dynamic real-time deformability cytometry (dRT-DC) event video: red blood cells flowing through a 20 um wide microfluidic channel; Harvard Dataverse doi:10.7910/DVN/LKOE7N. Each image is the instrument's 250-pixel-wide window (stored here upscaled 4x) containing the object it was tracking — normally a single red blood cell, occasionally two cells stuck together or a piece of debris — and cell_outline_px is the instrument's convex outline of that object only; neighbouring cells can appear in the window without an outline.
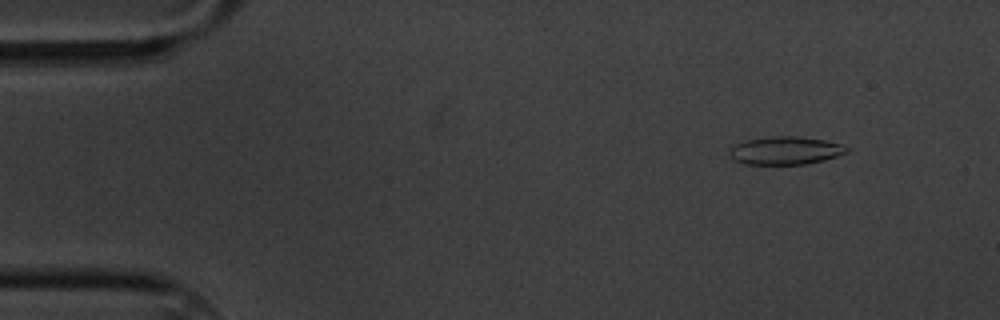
{"species": "common noctule bat (a hibernating species)", "species_latin": "Nyctalus noctula", "temperature_condition": "cold", "stored_images_in_passage": 55, "camera_frame_rate_fps": 3000, "um_per_image_px": 0.085, "animal": {"sex": "male", "body_mass_g": 20.1, "forearm_length_mm": 53.5}, "frame": {"image": 1, "passage_image": 3, "time_ms": 0.667, "image_size_px": [1000, 320], "cell_outline_px": [[848, 152], [824, 160], [808, 164], [744, 164], [732, 160], [732, 148], [736, 144], [748, 140], [772, 136], [796, 136], [824, 140], [844, 144], [848, 148]], "centroid_in_image_um": [66.81, 12.8], "position_along_channel_um": 18.2, "area_um2": 18.96}}
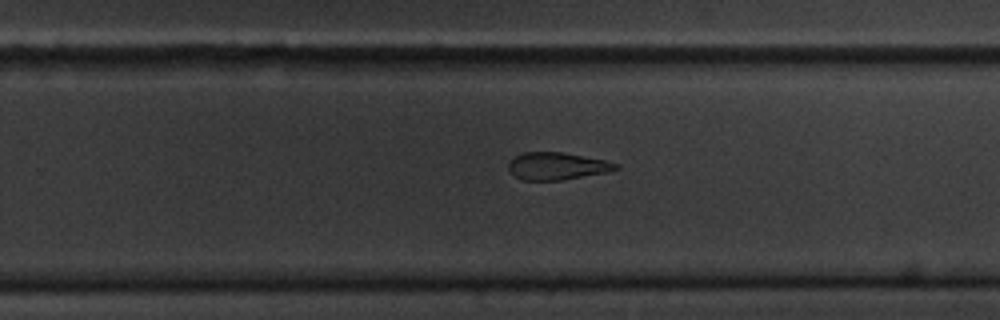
{"frame": {"image": 2, "passage_image": 34, "time_ms": 11.0, "image_size_px": [1000, 320], "cell_outline_px": [[620, 168], [608, 172], [560, 180], [520, 180], [508, 168], [508, 164], [516, 156], [524, 152], [560, 152], [584, 156], [604, 160], [620, 164]], "centroid_in_image_um": [47.37, 14.12], "position_along_channel_um": 282.4, "area_um2": 16.94}}
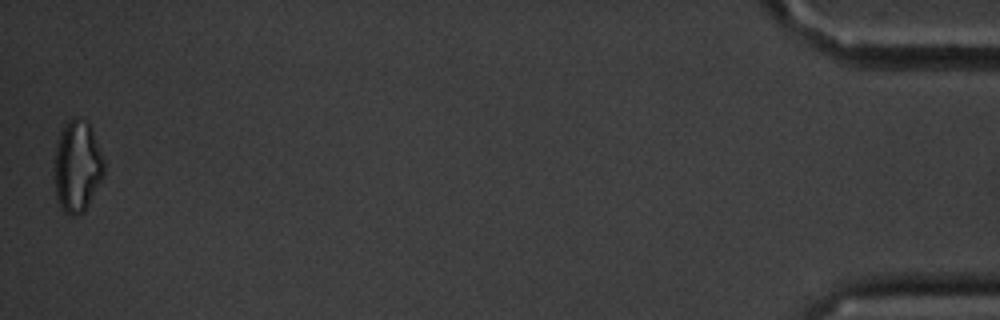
{"frame": {"image": 3, "passage_image": 55, "time_ms": 18.0, "image_size_px": [1000, 320], "cell_outline_px": [[104, 176], [84, 212], [76, 216], [72, 216], [64, 212], [60, 208], [56, 196], [52, 176], [56, 144], [60, 132], [64, 124], [72, 116], [84, 120], [92, 128], [104, 160]], "centroid_in_image_um": [6.53, 14.16], "position_along_channel_um": 428.7, "area_um2": 27.17}}